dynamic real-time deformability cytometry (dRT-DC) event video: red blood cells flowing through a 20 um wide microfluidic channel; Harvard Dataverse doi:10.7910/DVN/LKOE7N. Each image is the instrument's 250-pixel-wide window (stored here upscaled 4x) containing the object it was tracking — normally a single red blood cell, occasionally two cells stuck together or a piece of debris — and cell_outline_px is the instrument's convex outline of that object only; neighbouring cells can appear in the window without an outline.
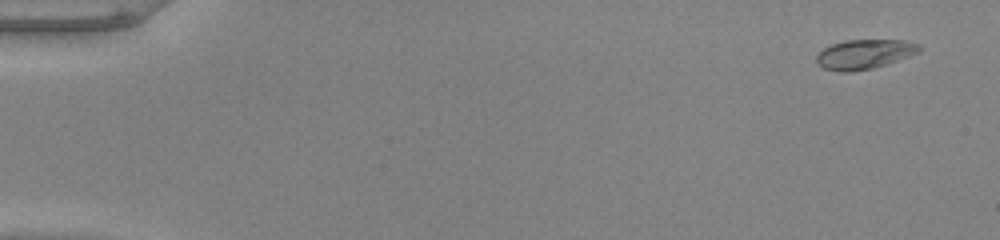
{"species": "common noctule bat (a hibernating species)", "species_latin": "Nyctalus noctula", "temperature_condition": "warm", "stored_images_in_passage": 53, "camera_frame_rate_fps": 3000, "um_per_image_px": 0.085, "animal": {"sex": "male", "body_mass_g": 20.0, "forearm_length_mm": 53.3}, "frame": {"image": 1, "passage_image": 3, "time_ms": 0.667, "image_size_px": [1000, 240], "cell_outline_px": [[924, 48], [920, 52], [888, 64], [872, 68], [848, 72], [840, 72], [824, 68], [816, 60], [816, 56], [824, 48], [832, 44], [844, 40], [904, 40], [920, 44]], "centroid_in_image_um": [73.53, 4.6], "position_along_channel_um": 11.5, "area_um2": 17.74}}
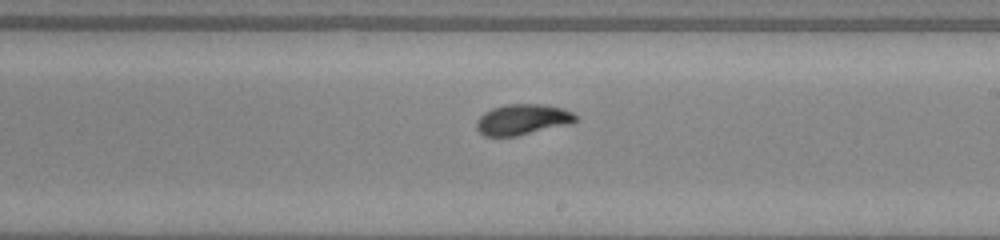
{"frame": {"image": 2, "passage_image": 32, "time_ms": 10.333, "image_size_px": [1000, 240], "cell_outline_px": [[580, 120], [572, 124], [516, 136], [484, 136], [476, 128], [476, 120], [484, 112], [492, 108], [508, 104], [540, 104], [560, 108], [572, 112], [580, 116]], "centroid_in_image_um": [44.45, 10.16], "position_along_channel_um": 244.5, "area_um2": 17.92}}
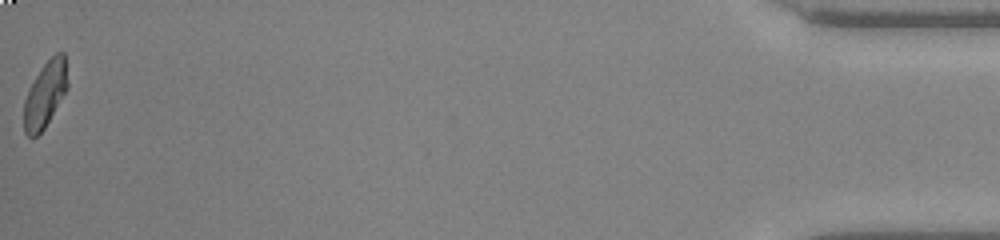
{"frame": {"image": 3, "passage_image": 53, "time_ms": 17.333, "image_size_px": [1000, 240], "cell_outline_px": [[68, 88], [44, 128], [36, 136], [28, 136], [24, 132], [24, 100], [36, 76], [44, 64], [56, 52], [64, 52], [68, 84]], "centroid_in_image_um": [3.85, 8.02], "position_along_channel_um": 431.4, "area_um2": 16.42}, "authors_computed_cell_mechanics": {"area_um2": 17.34, "velocity_mm_per_s": 3.9962, "shape_relaxation_time_tau1_ms": 2.7637, "shape_relaxation_time_tau2_ms": 0.8738, "deformation_change_tau1": 0.1498, "deformation_change_tau2": 0.0437}}